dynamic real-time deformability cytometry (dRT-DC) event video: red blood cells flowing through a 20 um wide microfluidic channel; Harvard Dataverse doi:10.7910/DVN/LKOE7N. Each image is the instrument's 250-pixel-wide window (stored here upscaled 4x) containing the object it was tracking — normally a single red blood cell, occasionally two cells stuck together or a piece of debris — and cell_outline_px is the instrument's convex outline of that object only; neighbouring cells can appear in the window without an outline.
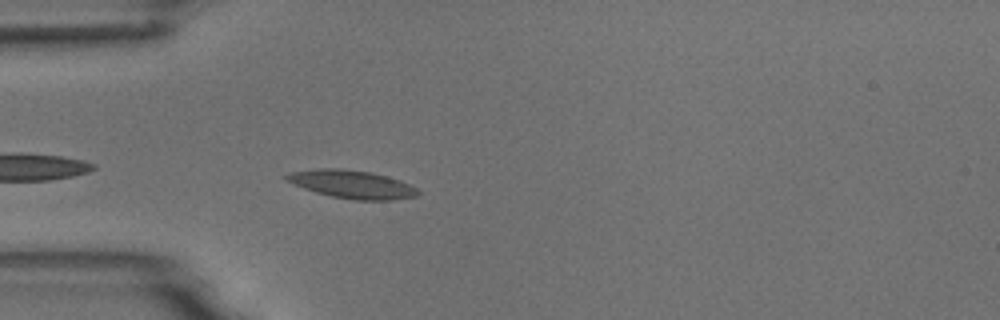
{"species": "common noctule bat (a hibernating species)", "species_latin": "Nyctalus noctula", "temperature_condition": "room temperature", "stored_images_in_passage": 4, "camera_frame_rate_fps": 3000, "um_per_image_px": 0.085, "animal": {"sex": "male", "body_mass_g": 18.8}, "frame": {"image": 1, "passage_image": 4, "time_ms": 4.333, "image_size_px": [1000, 320], "cell_outline_px": [[420, 192], [416, 196], [392, 200], [356, 200], [332, 196], [316, 192], [304, 188], [284, 180], [280, 176], [288, 172], [320, 168], [340, 168], [372, 172], [388, 176], [400, 180], [416, 188]], "centroid_in_image_um": [29.87, 15.65], "position_along_channel_um": 55.1, "area_um2": 21.68}}